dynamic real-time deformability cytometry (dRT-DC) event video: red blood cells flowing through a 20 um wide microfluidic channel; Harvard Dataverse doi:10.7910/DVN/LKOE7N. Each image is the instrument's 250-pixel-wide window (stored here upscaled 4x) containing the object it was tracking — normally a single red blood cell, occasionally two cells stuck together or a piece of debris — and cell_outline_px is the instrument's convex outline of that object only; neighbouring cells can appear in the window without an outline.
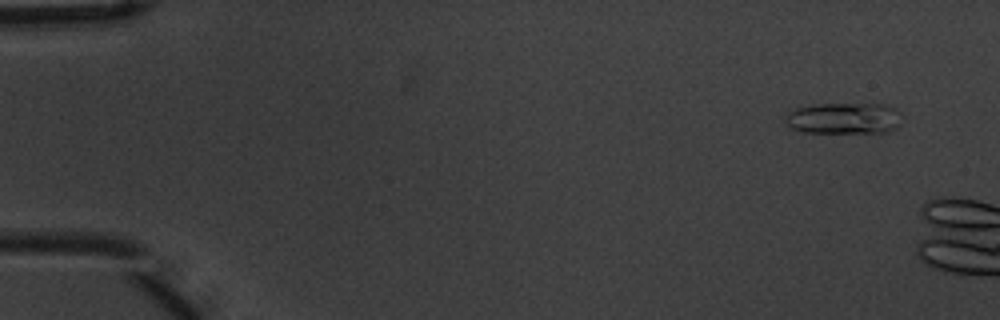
{"species": "common noctule bat (a hibernating species)", "species_latin": "Nyctalus noctula", "temperature_condition": "warm", "stored_images_in_passage": 3, "camera_frame_rate_fps": 3000, "um_per_image_px": 0.085, "animal": {"sex": "male", "body_mass_g": 20.1, "forearm_length_mm": 53.5}, "frame": {"image": 1, "passage_image": 1, "time_ms": 0.0, "image_size_px": [1000, 320], "cell_outline_px": [[900, 124], [896, 128], [888, 132], [800, 132], [792, 128], [784, 120], [784, 116], [788, 112], [796, 108], [816, 104], [888, 104], [900, 112]], "centroid_in_image_um": [71.74, 10.05], "position_along_channel_um": 13.3, "area_um2": 21.33}}